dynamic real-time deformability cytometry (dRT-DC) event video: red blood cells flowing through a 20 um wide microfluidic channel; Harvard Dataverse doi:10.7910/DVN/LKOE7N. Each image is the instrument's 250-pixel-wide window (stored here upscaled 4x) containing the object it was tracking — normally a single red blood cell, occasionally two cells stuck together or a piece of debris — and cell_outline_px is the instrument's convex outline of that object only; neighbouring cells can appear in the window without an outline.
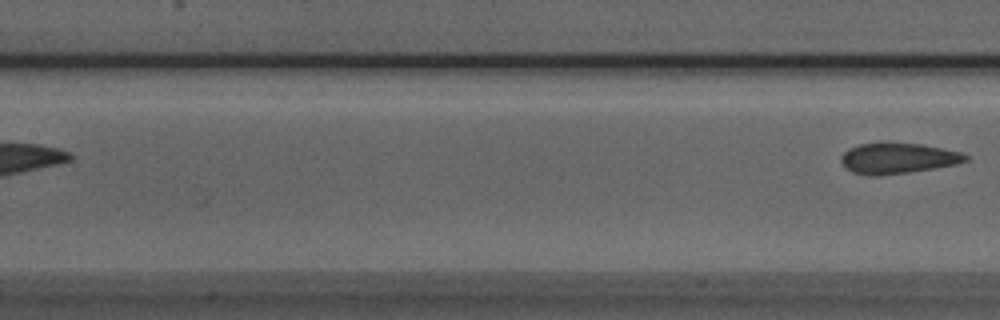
{"species": "Egyptian fruit bat (a non-hibernating species)", "species_latin": "Rousettus aegyptiacus", "temperature_condition": "room temperature", "stored_images_in_passage": 9, "camera_frame_rate_fps": 3000, "um_per_image_px": 0.085, "animal": {"sex": "male"}, "frame": {"image": 1, "passage_image": 9, "time_ms": 2.667, "image_size_px": [1000, 320], "cell_outline_px": [[968, 160], [956, 164], [936, 168], [908, 172], [876, 176], [868, 176], [852, 172], [840, 160], [840, 156], [848, 148], [860, 144], [880, 140], [920, 144], [960, 152], [968, 156]], "centroid_in_image_um": [76.27, 13.42], "position_along_channel_um": 131.1, "area_um2": 22.66}}